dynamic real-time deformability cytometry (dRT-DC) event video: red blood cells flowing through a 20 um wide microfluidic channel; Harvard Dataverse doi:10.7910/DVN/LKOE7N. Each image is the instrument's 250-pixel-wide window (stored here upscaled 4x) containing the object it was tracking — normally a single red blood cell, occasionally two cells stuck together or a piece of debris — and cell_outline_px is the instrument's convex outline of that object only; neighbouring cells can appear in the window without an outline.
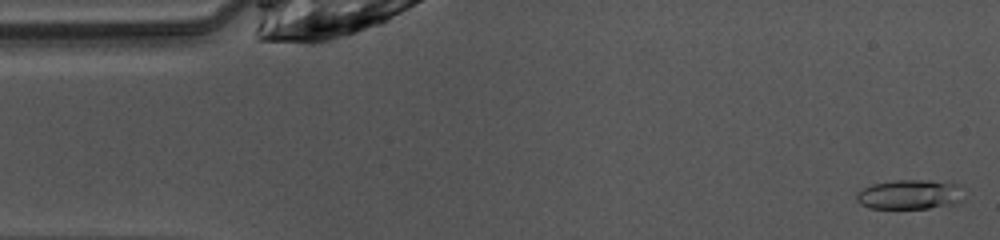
{"species": "common noctule bat (a hibernating species)", "species_latin": "Nyctalus noctula", "temperature_condition": "warm", "stored_images_in_passage": 47, "camera_frame_rate_fps": 3000, "um_per_image_px": 0.085, "animal": {"sex": "female", "body_mass_g": 10.0, "forearm_length_mm": 53.1}, "frame": {"image": 1, "passage_image": 1, "time_ms": 0.0, "image_size_px": [1000, 240], "cell_outline_px": [[964, 200], [956, 204], [928, 208], [868, 208], [860, 204], [856, 200], [856, 192], [872, 184], [896, 180], [932, 180], [960, 184]], "centroid_in_image_um": [77.36, 16.53], "position_along_channel_um": 7.6, "area_um2": 18.79}}
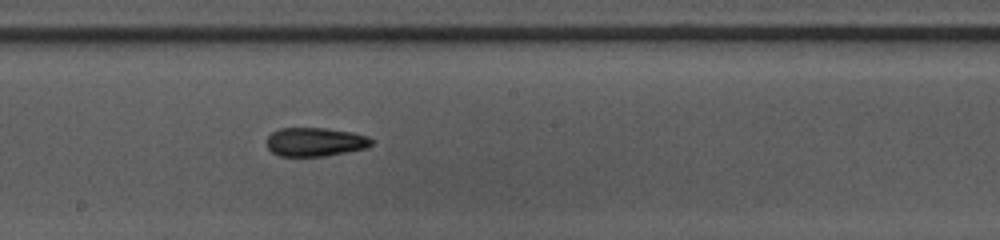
{"frame": {"image": 2, "passage_image": 24, "time_ms": 7.667, "image_size_px": [1000, 240], "cell_outline_px": [[372, 144], [368, 148], [324, 156], [280, 156], [272, 152], [268, 148], [268, 136], [272, 132], [280, 128], [324, 128], [352, 132], [368, 136], [372, 140]], "centroid_in_image_um": [26.81, 12.06], "position_along_channel_um": 221.4, "area_um2": 17.51}}
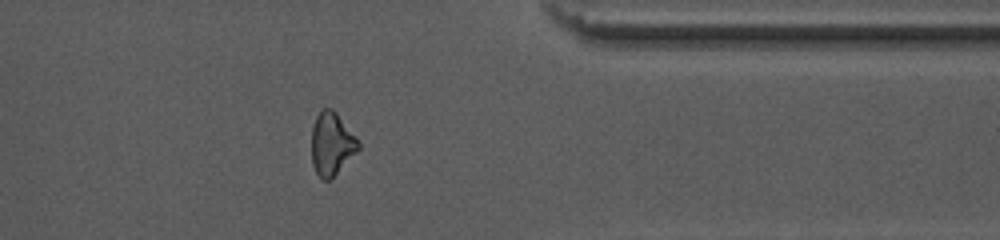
{"frame": {"image": 3, "passage_image": 37, "time_ms": 12.0, "image_size_px": [1000, 240], "cell_outline_px": [[360, 148], [332, 180], [320, 180], [312, 164], [312, 128], [316, 116], [320, 108], [332, 108], [336, 112], [356, 136], [360, 144]], "centroid_in_image_um": [28.19, 12.24], "position_along_channel_um": 383.2, "area_um2": 17.46}, "authors_computed_cell_mechanics": {"area_um2": 17.629, "velocity_mm_per_s": 4.0909, "shape_relaxation_time_tau1_ms": 11.0384, "shape_relaxation_time_tau2_ms": 3.8231, "deformation_change_tau1": 0.2275, "deformation_change_tau2": 0.1147}}